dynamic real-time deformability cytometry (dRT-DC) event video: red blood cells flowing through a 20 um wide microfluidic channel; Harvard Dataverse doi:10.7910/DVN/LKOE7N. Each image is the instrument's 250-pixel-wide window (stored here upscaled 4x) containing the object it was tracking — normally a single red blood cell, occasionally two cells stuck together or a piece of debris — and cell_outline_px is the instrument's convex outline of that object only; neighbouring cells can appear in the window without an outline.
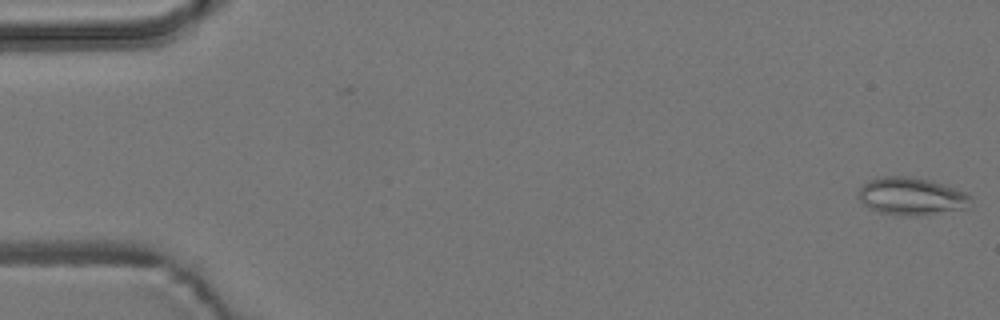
{"species": "common noctule bat (a hibernating species)", "species_latin": "Nyctalus noctula", "temperature_condition": "room temperature", "stored_images_in_passage": 9, "camera_frame_rate_fps": 3000, "um_per_image_px": 0.085, "animal": {"sex": "male", "body_mass_g": 19.2, "forearm_length_mm": 51.8}, "frame": {"image": 1, "passage_image": 1, "time_ms": 0.0, "image_size_px": [1000, 320], "cell_outline_px": [[972, 196], [968, 208], [916, 216], [896, 216], [880, 212], [868, 208], [856, 196], [860, 188], [868, 180], [884, 176], [908, 176], [928, 180], [944, 184], [964, 192]], "centroid_in_image_um": [77.44, 16.69], "position_along_channel_um": 7.6, "area_um2": 24.74}}
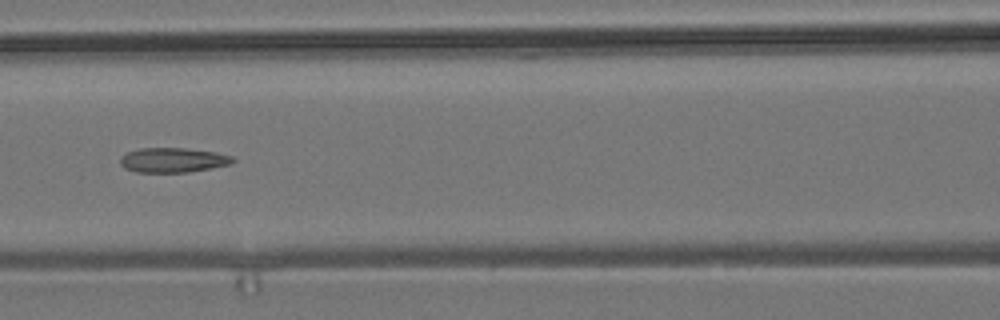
{"frame": {"image": 2, "passage_image": 6, "time_ms": 7.667, "image_size_px": [1000, 320], "cell_outline_px": [[236, 160], [232, 164], [212, 168], [188, 172], [136, 172], [124, 168], [120, 164], [120, 156], [128, 152], [140, 148], [184, 148], [216, 152], [232, 156]], "centroid_in_image_um": [14.71, 13.61], "position_along_channel_um": 151.9, "area_um2": 16.3}}
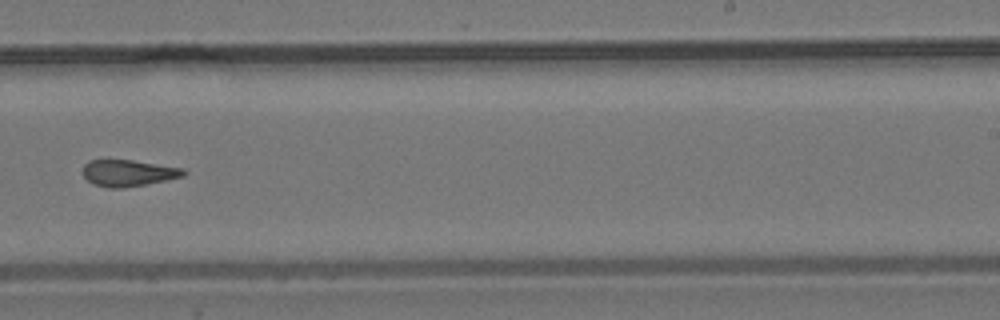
{"frame": {"image": 3, "passage_image": 9, "time_ms": 11.0, "image_size_px": [1000, 320], "cell_outline_px": [[188, 172], [184, 176], [144, 184], [120, 188], [108, 188], [96, 184], [88, 180], [84, 176], [84, 164], [88, 160], [132, 160], [184, 168]], "centroid_in_image_um": [10.93, 14.69], "position_along_channel_um": 278.1, "area_um2": 15.32}}